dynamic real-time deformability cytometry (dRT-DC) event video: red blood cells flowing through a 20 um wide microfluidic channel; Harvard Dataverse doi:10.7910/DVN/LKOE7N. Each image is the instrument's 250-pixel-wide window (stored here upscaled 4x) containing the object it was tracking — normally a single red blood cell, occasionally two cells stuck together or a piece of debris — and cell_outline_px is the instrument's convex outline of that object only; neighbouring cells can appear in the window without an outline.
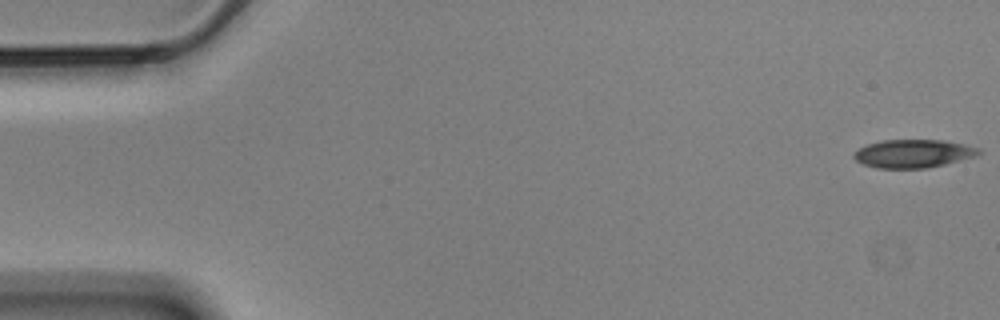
{"species": "Egyptian fruit bat (a non-hibernating species)", "species_latin": "Rousettus aegyptiacus", "temperature_condition": "cold", "stored_images_in_passage": 57, "camera_frame_rate_fps": 3000, "um_per_image_px": 0.085, "animal": {"sex": "male"}, "frame": {"image": 1, "passage_image": 1, "time_ms": 0.0, "image_size_px": [1000, 320], "cell_outline_px": [[984, 152], [976, 156], [944, 164], [924, 168], [876, 168], [864, 164], [856, 160], [852, 156], [852, 152], [868, 144], [880, 140], [944, 140], [964, 144], [980, 148]], "centroid_in_image_um": [77.63, 13.05], "position_along_channel_um": 7.4, "area_um2": 20.58}}
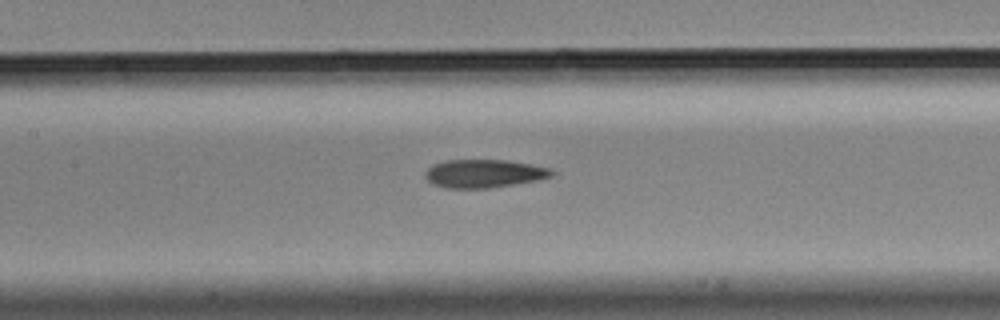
{"frame": {"image": 2, "passage_image": 26, "time_ms": 8.333, "image_size_px": [1000, 320], "cell_outline_px": [[556, 172], [552, 176], [540, 180], [488, 188], [448, 188], [432, 184], [424, 176], [424, 172], [432, 164], [448, 160], [508, 160], [552, 168]], "centroid_in_image_um": [41.16, 14.75], "position_along_channel_um": 166.2, "area_um2": 20.98}}
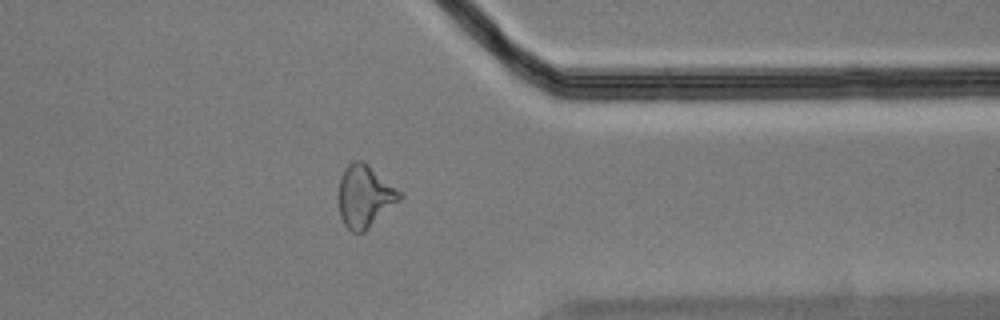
{"frame": {"image": 3, "passage_image": 45, "time_ms": 14.667, "image_size_px": [1000, 320], "cell_outline_px": [[404, 196], [400, 200], [364, 232], [352, 232], [344, 224], [340, 216], [340, 176], [344, 168], [352, 160], [360, 160], [400, 192]], "centroid_in_image_um": [30.98, 16.71], "position_along_channel_um": 380.4, "area_um2": 21.39}, "authors_computed_cell_mechanics": {"area_um2": 21.2126, "velocity_mm_per_s": 3.5164, "shape_relaxation_time_tau1_ms": 7.5413, "shape_relaxation_time_tau2_ms": 4.3326, "deformation_change_tau1": 0.1936, "deformation_change_tau2": 0.1413}}